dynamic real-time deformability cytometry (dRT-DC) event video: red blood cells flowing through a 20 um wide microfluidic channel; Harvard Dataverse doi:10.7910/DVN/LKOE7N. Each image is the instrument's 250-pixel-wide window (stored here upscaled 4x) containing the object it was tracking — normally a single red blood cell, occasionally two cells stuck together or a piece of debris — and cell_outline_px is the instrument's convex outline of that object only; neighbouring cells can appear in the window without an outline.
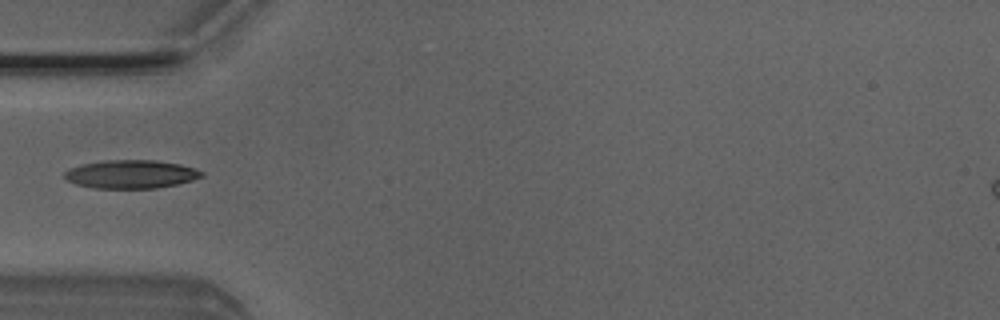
{"species": "Egyptian fruit bat (a non-hibernating species)", "species_latin": "Rousettus aegyptiacus", "temperature_condition": "room temperature", "stored_images_in_passage": 1, "camera_frame_rate_fps": 3000, "um_per_image_px": 0.085, "animal": {"sex": "male"}, "frame": {"image": 1, "passage_image": 1, "time_ms": 0.0, "image_size_px": [1000, 320], "cell_outline_px": [[204, 176], [192, 180], [176, 184], [156, 188], [92, 188], [76, 184], [68, 180], [64, 176], [64, 172], [68, 168], [80, 164], [104, 160], [156, 160], [180, 164], [204, 172]], "centroid_in_image_um": [11.1, 14.8], "position_along_channel_um": 73.9, "area_um2": 22.72}}